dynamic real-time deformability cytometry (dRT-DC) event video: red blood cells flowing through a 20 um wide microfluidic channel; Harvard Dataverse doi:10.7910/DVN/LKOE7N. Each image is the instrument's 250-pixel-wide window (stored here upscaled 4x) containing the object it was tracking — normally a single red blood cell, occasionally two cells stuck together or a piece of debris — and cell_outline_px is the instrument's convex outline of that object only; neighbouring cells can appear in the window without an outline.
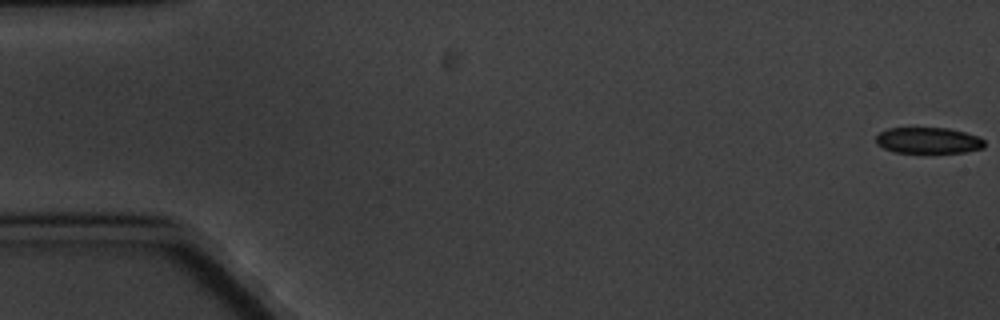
{"species": "common noctule bat (a hibernating species)", "species_latin": "Nyctalus noctula", "temperature_condition": "cold", "stored_images_in_passage": 6, "camera_frame_rate_fps": 3000, "um_per_image_px": 0.085, "animal": {"sex": "male", "body_mass_g": 20.1, "forearm_length_mm": 53.5}, "frame": {"image": 1, "passage_image": 1, "time_ms": 0.0, "image_size_px": [1000, 320], "cell_outline_px": [[984, 148], [964, 152], [896, 152], [884, 148], [876, 144], [876, 136], [880, 132], [888, 128], [948, 128], [964, 132], [976, 136], [984, 140]], "centroid_in_image_um": [78.89, 11.93], "position_along_channel_um": 6.1, "area_um2": 16.3}}